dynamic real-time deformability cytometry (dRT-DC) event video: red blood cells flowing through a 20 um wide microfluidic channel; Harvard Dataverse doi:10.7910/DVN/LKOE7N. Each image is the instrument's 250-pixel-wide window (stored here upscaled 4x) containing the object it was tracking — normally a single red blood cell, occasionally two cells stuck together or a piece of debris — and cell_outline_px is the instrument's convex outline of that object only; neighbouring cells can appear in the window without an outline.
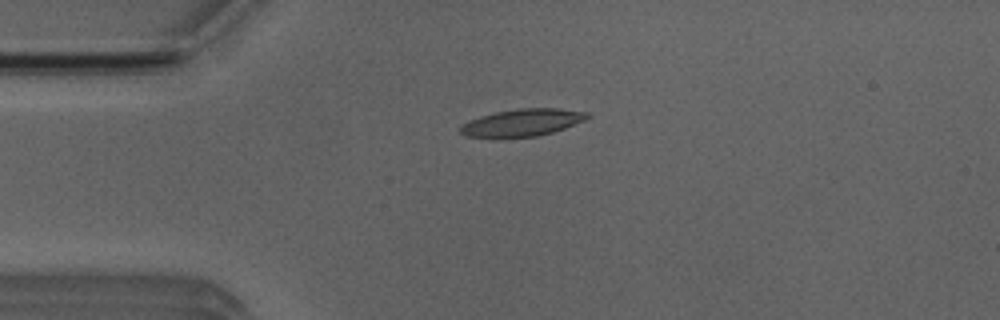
{"species": "Egyptian fruit bat (a non-hibernating species)", "species_latin": "Rousettus aegyptiacus", "temperature_condition": "room temperature", "stored_images_in_passage": 4, "camera_frame_rate_fps": 3000, "um_per_image_px": 0.085, "animal": {"sex": "male"}, "frame": {"image": 1, "passage_image": 3, "time_ms": 3.333, "image_size_px": [1000, 320], "cell_outline_px": [[592, 116], [584, 120], [564, 128], [552, 132], [536, 136], [464, 136], [460, 132], [460, 128], [468, 120], [480, 116], [496, 112], [516, 108], [556, 108], [588, 112]], "centroid_in_image_um": [44.43, 10.39], "position_along_channel_um": 40.6, "area_um2": 19.71}}